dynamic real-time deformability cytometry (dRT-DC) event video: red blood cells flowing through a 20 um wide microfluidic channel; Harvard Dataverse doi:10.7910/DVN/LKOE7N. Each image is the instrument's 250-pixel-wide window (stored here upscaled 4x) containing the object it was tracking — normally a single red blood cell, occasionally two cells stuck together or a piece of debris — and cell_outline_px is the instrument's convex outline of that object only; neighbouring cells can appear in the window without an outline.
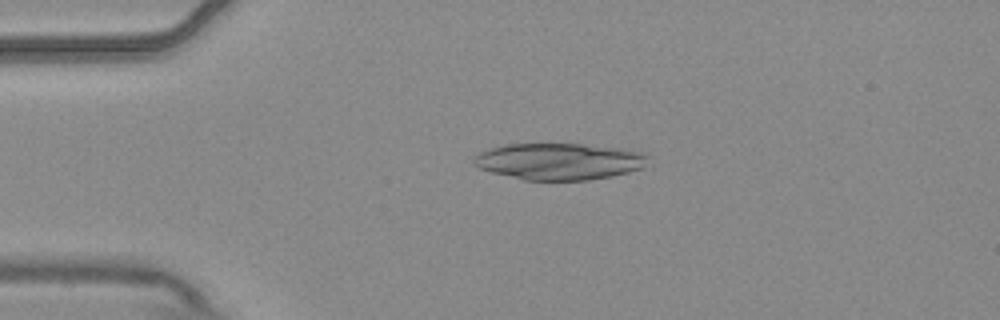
{"species": "common noctule bat (a hibernating species)", "species_latin": "Nyctalus noctula", "temperature_condition": "warm", "stored_images_in_passage": 5, "camera_frame_rate_fps": 3000, "um_per_image_px": 0.085, "animal": {"sex": "male", "body_mass_g": 20.4}, "frame": {"image": 1, "passage_image": 4, "time_ms": 1.0, "image_size_px": [1000, 320], "cell_outline_px": [[648, 156], [640, 168], [628, 172], [612, 176], [588, 180], [524, 180], [492, 172], [480, 168], [472, 164], [472, 160], [480, 152], [488, 148], [504, 144], [580, 144], [624, 148], [648, 152]], "centroid_in_image_um": [47.52, 13.71], "position_along_channel_um": 37.5, "area_um2": 37.28}}